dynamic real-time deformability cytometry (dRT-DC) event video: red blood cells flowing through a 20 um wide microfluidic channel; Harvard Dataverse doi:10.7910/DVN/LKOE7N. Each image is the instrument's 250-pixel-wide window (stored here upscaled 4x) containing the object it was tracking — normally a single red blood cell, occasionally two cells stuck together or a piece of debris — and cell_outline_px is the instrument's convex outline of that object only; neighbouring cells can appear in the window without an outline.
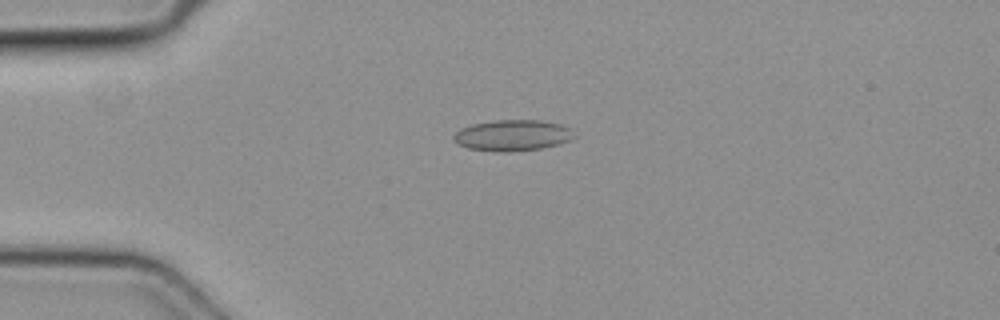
{"species": "common noctule bat (a hibernating species)", "species_latin": "Nyctalus noctula", "temperature_condition": "cold", "stored_images_in_passage": 2, "camera_frame_rate_fps": 3000, "um_per_image_px": 0.085, "animal": {"sex": "female", "body_mass_g": 19.3, "forearm_length_mm": 54.1}, "frame": {"image": 1, "passage_image": 1, "time_ms": 0.0, "image_size_px": [1000, 320], "cell_outline_px": [[576, 136], [572, 140], [540, 148], [508, 152], [500, 152], [468, 148], [456, 144], [452, 140], [452, 136], [460, 128], [472, 124], [496, 120], [540, 120], [560, 124], [568, 128]], "centroid_in_image_um": [43.52, 11.5], "position_along_channel_um": 41.5, "area_um2": 21.79}}